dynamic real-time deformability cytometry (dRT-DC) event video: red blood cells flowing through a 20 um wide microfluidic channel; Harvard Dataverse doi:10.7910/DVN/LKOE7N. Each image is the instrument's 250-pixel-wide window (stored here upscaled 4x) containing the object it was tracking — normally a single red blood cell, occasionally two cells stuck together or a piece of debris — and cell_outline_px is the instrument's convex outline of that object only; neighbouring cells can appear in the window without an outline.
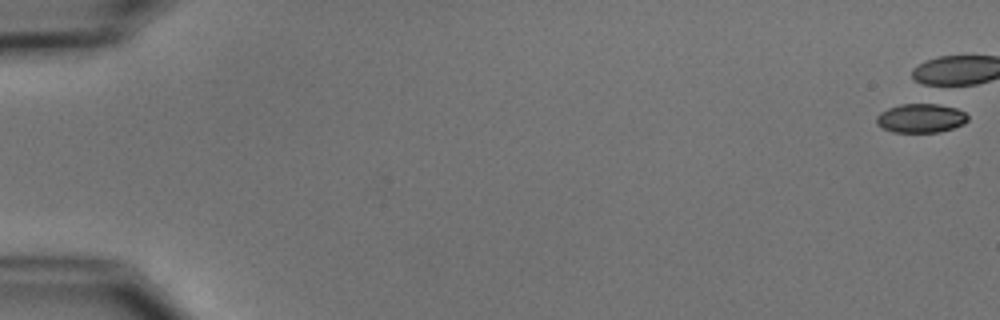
{"species": "common noctule bat (a hibernating species)", "species_latin": "Nyctalus noctula", "temperature_condition": "cold", "stored_images_in_passage": 11, "camera_frame_rate_fps": 3000, "um_per_image_px": 0.085, "animal": {"sex": "male", "body_mass_g": 15.6}, "frame": {"image": 1, "passage_image": 1, "time_ms": 0.0, "image_size_px": [1000, 320], "cell_outline_px": [[968, 120], [964, 124], [940, 132], [892, 132], [876, 124], [876, 116], [880, 112], [888, 108], [900, 104], [924, 100], [928, 100], [956, 108], [964, 112], [968, 116]], "centroid_in_image_um": [78.28, 9.99], "position_along_channel_um": 6.7, "area_um2": 16.18}}